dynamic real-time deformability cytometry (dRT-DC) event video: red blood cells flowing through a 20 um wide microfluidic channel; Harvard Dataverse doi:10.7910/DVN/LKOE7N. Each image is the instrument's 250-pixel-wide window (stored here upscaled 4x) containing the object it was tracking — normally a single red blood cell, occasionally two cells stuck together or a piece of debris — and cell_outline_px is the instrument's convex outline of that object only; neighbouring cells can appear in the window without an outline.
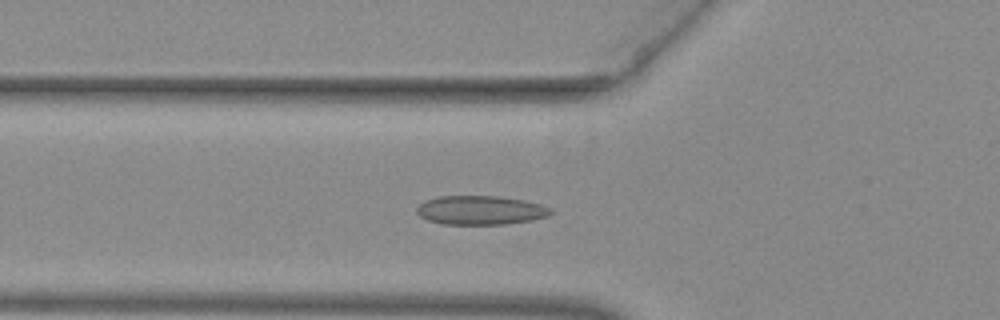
{"species": "common noctule bat (a hibernating species)", "species_latin": "Nyctalus noctula", "temperature_condition": "warm", "stored_images_in_passage": 41, "camera_frame_rate_fps": 3000, "um_per_image_px": 0.085, "animal": {"sex": "female", "body_mass_g": 29.2, "forearm_length_mm": 56.3}, "frame": {"image": 1, "passage_image": 17, "time_ms": 5.333, "image_size_px": [1000, 320], "cell_outline_px": [[552, 212], [548, 216], [532, 220], [508, 224], [440, 224], [428, 220], [420, 216], [416, 212], [416, 208], [424, 200], [440, 196], [500, 196], [524, 200], [540, 204], [552, 208]], "centroid_in_image_um": [40.84, 17.86], "position_along_channel_um": 85.0, "area_um2": 22.77}}
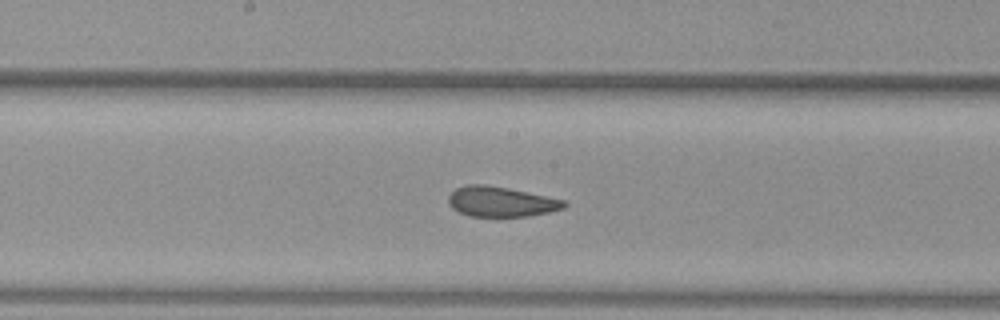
{"frame": {"image": 2, "passage_image": 26, "time_ms": 8.333, "image_size_px": [1000, 320], "cell_outline_px": [[568, 204], [564, 208], [548, 212], [528, 216], [468, 216], [452, 208], [448, 204], [448, 196], [456, 188], [468, 184], [484, 184], [508, 188], [568, 200]], "centroid_in_image_um": [42.6, 17.14], "position_along_channel_um": 205.6, "area_um2": 20.4}}
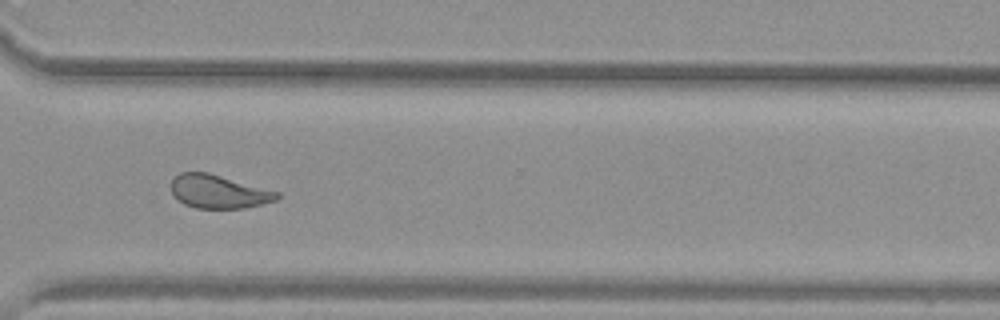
{"frame": {"image": 3, "passage_image": 37, "time_ms": 12.0, "image_size_px": [1000, 320], "cell_outline_px": [[280, 196], [276, 200], [244, 208], [196, 208], [184, 204], [172, 196], [172, 176], [180, 172], [208, 172], [280, 192]], "centroid_in_image_um": [18.55, 16.28], "position_along_channel_um": 352.1, "area_um2": 20.69}, "authors_computed_cell_mechanics": {"area_um2": 21.2704, "velocity_mm_per_s": 4.0009, "shape_relaxation_time_tau1_ms": null, "shape_relaxation_time_tau2_ms": 1.576, "deformation_change_tau1": null, "deformation_change_tau2": 0.0746}}